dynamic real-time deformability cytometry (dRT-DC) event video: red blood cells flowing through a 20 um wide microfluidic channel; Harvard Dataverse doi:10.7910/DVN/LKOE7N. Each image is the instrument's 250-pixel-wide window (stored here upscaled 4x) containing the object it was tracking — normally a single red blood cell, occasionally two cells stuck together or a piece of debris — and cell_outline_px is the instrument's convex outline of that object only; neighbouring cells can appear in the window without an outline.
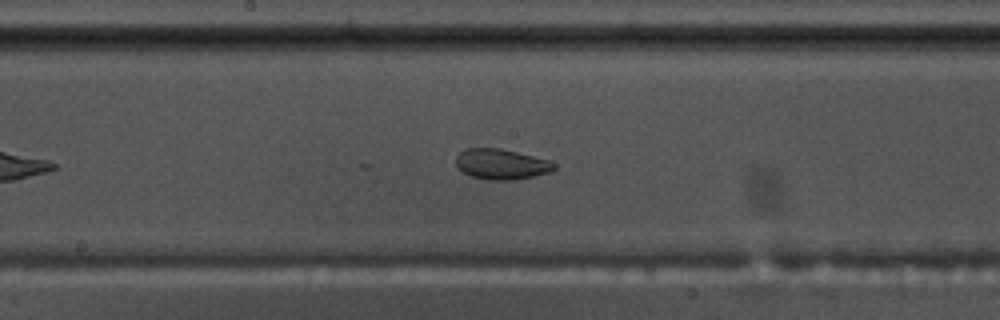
{"species": "common noctule bat (a hibernating species)", "species_latin": "Nyctalus noctula", "temperature_condition": "warm", "stored_images_in_passage": 45, "camera_frame_rate_fps": 3000, "um_per_image_px": 0.085, "animal": {"sex": "male", "body_mass_g": 17.5, "forearm_length_mm": 52.3}, "frame": {"image": 1, "passage_image": 18, "time_ms": 5.667, "image_size_px": [1000, 320], "cell_outline_px": [[556, 168], [552, 172], [516, 180], [488, 180], [472, 176], [464, 172], [456, 164], [456, 156], [460, 152], [468, 148], [500, 148], [548, 160], [556, 164]], "centroid_in_image_um": [42.64, 13.96], "position_along_channel_um": 205.6, "area_um2": 17.34}}
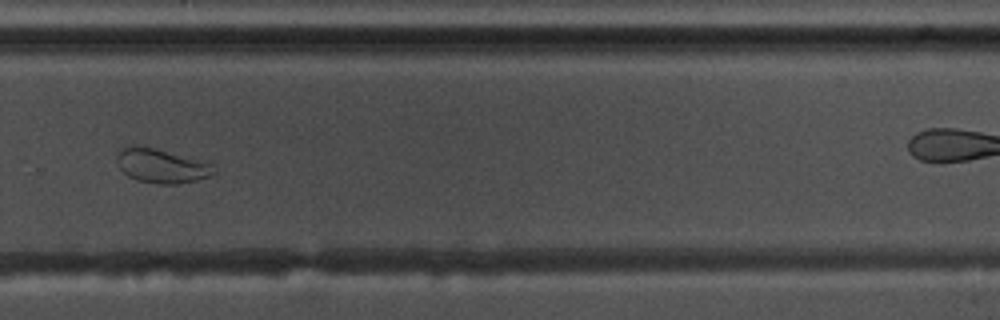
{"frame": {"image": 2, "passage_image": 27, "time_ms": 8.667, "image_size_px": [1000, 320], "cell_outline_px": [[216, 172], [212, 176], [196, 180], [176, 184], [160, 184], [136, 180], [128, 176], [120, 168], [116, 160], [116, 156], [124, 148], [136, 144], [152, 148], [212, 164]], "centroid_in_image_um": [13.71, 14.12], "position_along_channel_um": 316.1, "area_um2": 18.9}}
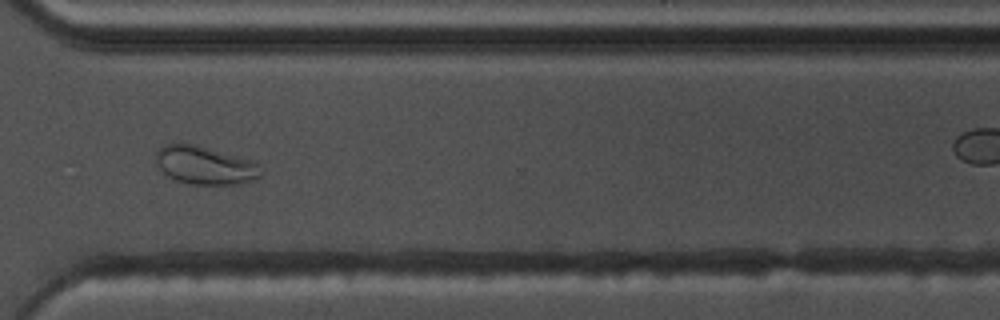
{"frame": {"image": 3, "passage_image": 30, "time_ms": 9.667, "image_size_px": [1000, 320], "cell_outline_px": [[260, 176], [252, 180], [236, 184], [192, 184], [176, 180], [168, 176], [156, 164], [156, 152], [164, 144], [196, 144], [248, 160], [256, 164], [260, 172]], "centroid_in_image_um": [17.35, 14.05], "position_along_channel_um": 353.2, "area_um2": 22.72}, "authors_computed_cell_mechanics": {"area_um2": 21.5594, "velocity_mm_per_s": 3.6941, "shape_relaxation_time_tau1_ms": null, "shape_relaxation_time_tau2_ms": 1.7862, "deformation_change_tau1": null, "deformation_change_tau2": 0.0643}}